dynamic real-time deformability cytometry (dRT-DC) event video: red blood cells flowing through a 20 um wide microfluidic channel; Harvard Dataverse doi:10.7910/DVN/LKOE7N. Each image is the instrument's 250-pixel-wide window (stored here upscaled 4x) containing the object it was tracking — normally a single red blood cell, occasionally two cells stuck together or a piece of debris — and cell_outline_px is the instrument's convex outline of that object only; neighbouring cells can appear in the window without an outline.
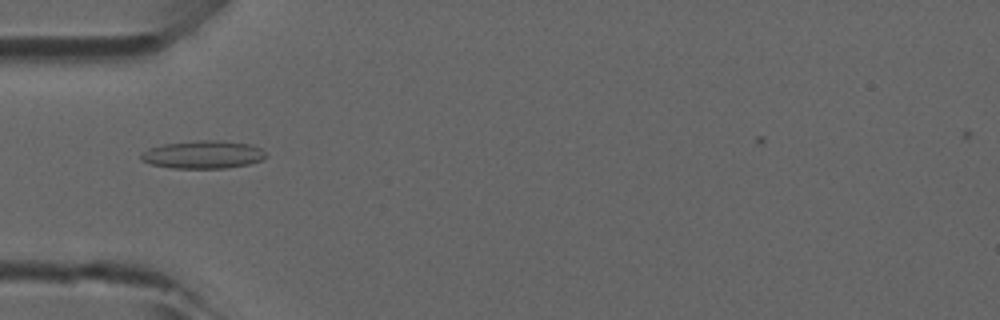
{"species": "common noctule bat (a hibernating species)", "species_latin": "Nyctalus noctula", "temperature_condition": "room temperature", "stored_images_in_passage": 7, "camera_frame_rate_fps": 3000, "um_per_image_px": 0.085, "animal": {"sex": "male", "forearm_length_mm": 52.5}, "frame": {"image": 1, "passage_image": 5, "time_ms": 1.333, "image_size_px": [1000, 320], "cell_outline_px": [[268, 156], [260, 160], [248, 164], [224, 168], [172, 168], [152, 164], [140, 160], [140, 156], [148, 148], [164, 144], [196, 140], [224, 140], [252, 144], [260, 148]], "centroid_in_image_um": [17.27, 13.13], "position_along_channel_um": 67.7, "area_um2": 20.35}}